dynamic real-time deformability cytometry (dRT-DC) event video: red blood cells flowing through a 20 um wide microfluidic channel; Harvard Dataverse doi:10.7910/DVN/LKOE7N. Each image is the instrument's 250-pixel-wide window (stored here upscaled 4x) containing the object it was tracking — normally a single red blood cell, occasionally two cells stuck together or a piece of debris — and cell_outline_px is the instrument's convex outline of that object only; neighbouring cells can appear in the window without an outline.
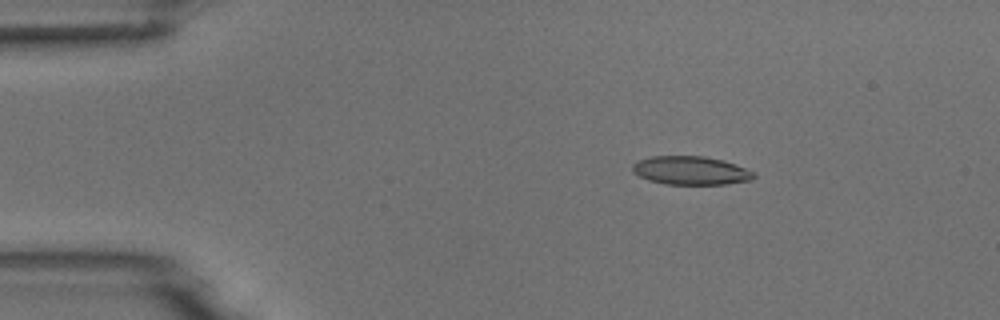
{"species": "common noctule bat (a hibernating species)", "species_latin": "Nyctalus noctula", "temperature_condition": "room temperature", "stored_images_in_passage": 4, "camera_frame_rate_fps": 3000, "um_per_image_px": 0.085, "animal": {"sex": "male", "body_mass_g": 18.8}, "frame": {"image": 1, "passage_image": 2, "time_ms": 2.0, "image_size_px": [1000, 320], "cell_outline_px": [[756, 176], [752, 180], [724, 184], [664, 184], [648, 180], [632, 172], [632, 164], [636, 160], [652, 156], [704, 156], [724, 160], [756, 172]], "centroid_in_image_um": [58.71, 14.49], "position_along_channel_um": 26.3, "area_um2": 20.35}}
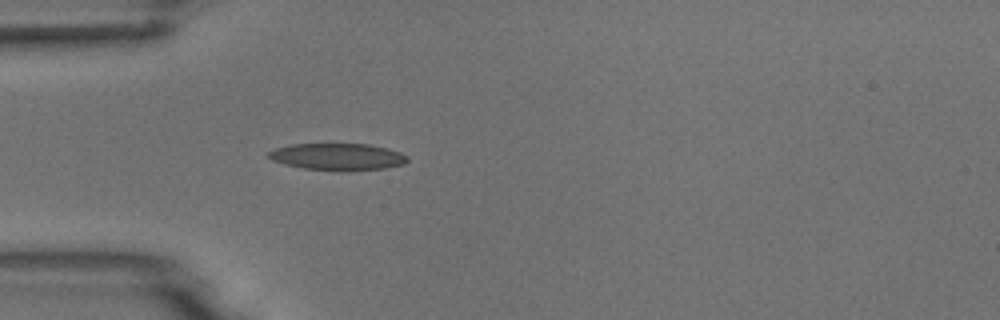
{"frame": {"image": 2, "passage_image": 4, "time_ms": 4.333, "image_size_px": [1000, 320], "cell_outline_px": [[408, 160], [404, 164], [384, 168], [348, 172], [336, 172], [304, 168], [284, 164], [272, 160], [268, 156], [268, 152], [276, 148], [292, 144], [368, 144], [388, 148], [400, 152], [408, 156]], "centroid_in_image_um": [28.73, 13.34], "position_along_channel_um": 56.3, "area_um2": 22.08}}